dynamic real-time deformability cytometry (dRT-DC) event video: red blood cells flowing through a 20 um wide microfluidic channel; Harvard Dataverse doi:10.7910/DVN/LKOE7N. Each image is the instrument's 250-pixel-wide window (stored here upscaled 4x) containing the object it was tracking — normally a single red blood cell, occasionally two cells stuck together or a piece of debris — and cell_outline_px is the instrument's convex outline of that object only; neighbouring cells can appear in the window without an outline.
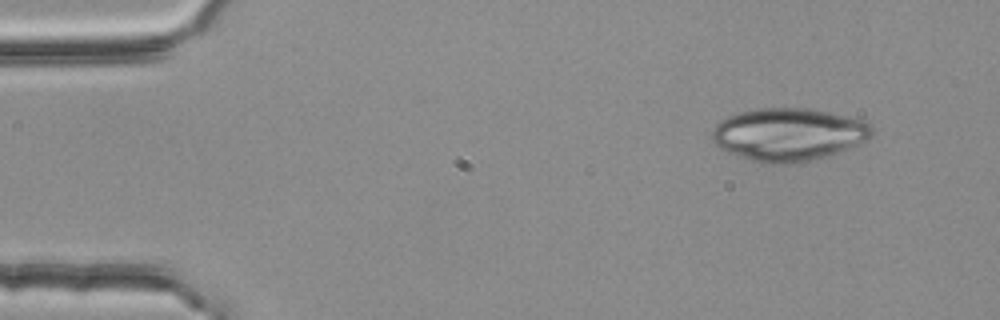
{"species": "common noctule bat (a hibernating species)", "species_latin": "Nyctalus noctula", "temperature_condition": "room temperature", "stored_images_in_passage": 3, "camera_frame_rate_fps": 3000, "um_per_image_px": 0.085, "animal": {"sex": "female", "body_mass_g": 25.1}, "frame": {"image": 1, "passage_image": 1, "time_ms": 0.0, "image_size_px": [1000, 320], "cell_outline_px": [[872, 136], [868, 140], [828, 156], [788, 164], [764, 164], [736, 156], [720, 148], [712, 140], [712, 132], [716, 124], [720, 120], [728, 116], [740, 112], [756, 108], [812, 108], [848, 116], [860, 120], [868, 124], [872, 128]], "centroid_in_image_um": [67.0, 11.43], "position_along_channel_um": 18.0, "area_um2": 49.3}}